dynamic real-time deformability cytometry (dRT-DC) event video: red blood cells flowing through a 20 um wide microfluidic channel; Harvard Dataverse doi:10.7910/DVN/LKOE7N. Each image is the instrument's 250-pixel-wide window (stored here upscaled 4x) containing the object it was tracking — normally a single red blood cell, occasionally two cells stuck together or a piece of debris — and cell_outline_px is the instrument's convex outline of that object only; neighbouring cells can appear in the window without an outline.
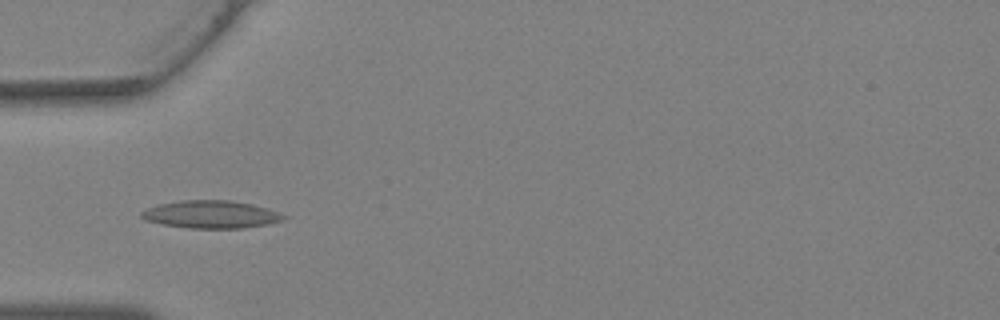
{"species": "Egyptian fruit bat (a non-hibernating species)", "species_latin": "Rousettus aegyptiacus", "temperature_condition": "warm", "stored_images_in_passage": 28, "camera_frame_rate_fps": 3000, "um_per_image_px": 0.085, "animal": {"sex": "female"}, "frame": {"image": 1, "passage_image": 2, "time_ms": 0.333, "image_size_px": [1000, 320], "cell_outline_px": [[288, 216], [284, 220], [268, 224], [244, 228], [188, 228], [160, 224], [144, 220], [140, 216], [140, 212], [148, 208], [160, 204], [180, 200], [232, 200], [252, 204], [268, 208]], "centroid_in_image_um": [17.95, 18.22], "position_along_channel_um": 67.1, "area_um2": 23.12}}
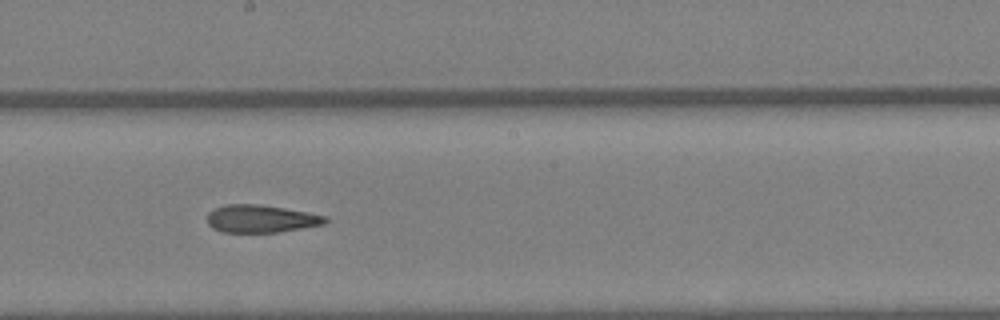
{"frame": {"image": 2, "passage_image": 11, "time_ms": 3.333, "image_size_px": [1000, 320], "cell_outline_px": [[328, 220], [324, 224], [276, 232], [220, 232], [212, 228], [208, 224], [208, 212], [224, 204], [256, 204], [284, 208], [328, 216]], "centroid_in_image_um": [22.15, 18.59], "position_along_channel_um": 226.0, "area_um2": 18.9}}
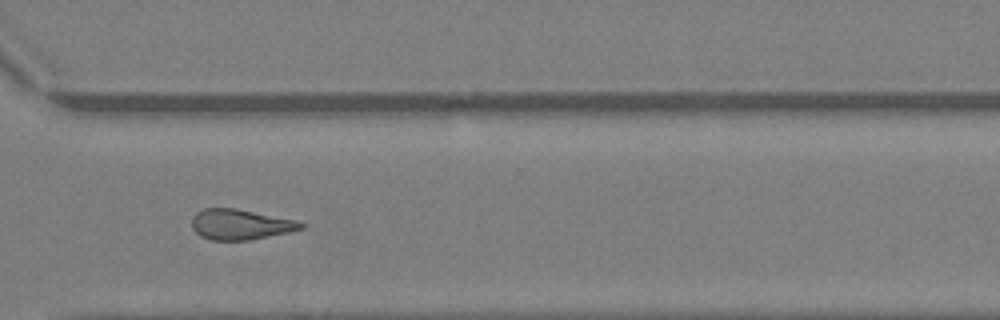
{"frame": {"image": 3, "passage_image": 18, "time_ms": 5.667, "image_size_px": [1000, 320], "cell_outline_px": [[304, 228], [288, 232], [248, 240], [208, 240], [200, 236], [192, 228], [192, 216], [196, 212], [204, 208], [236, 208], [296, 220], [304, 224]], "centroid_in_image_um": [20.39, 19.07], "position_along_channel_um": 350.2, "area_um2": 19.31}}